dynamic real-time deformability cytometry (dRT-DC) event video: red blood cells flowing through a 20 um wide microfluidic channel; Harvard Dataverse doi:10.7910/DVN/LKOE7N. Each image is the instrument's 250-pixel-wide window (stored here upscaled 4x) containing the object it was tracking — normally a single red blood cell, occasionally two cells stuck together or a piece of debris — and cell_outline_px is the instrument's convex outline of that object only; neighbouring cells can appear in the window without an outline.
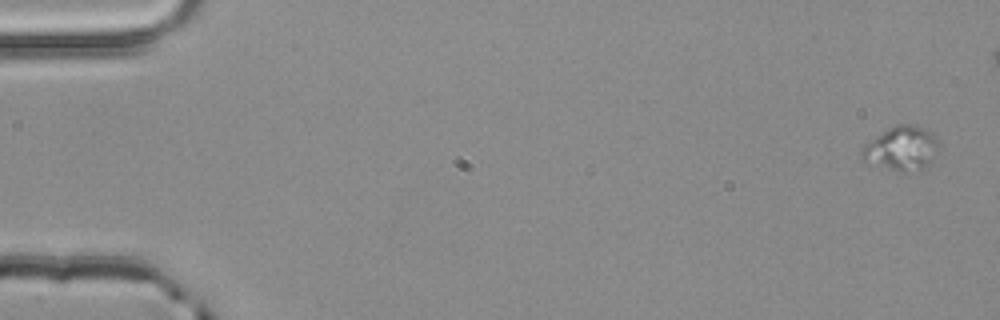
{"species": "common noctule bat (a hibernating species)", "species_latin": "Nyctalus noctula", "temperature_condition": "room temperature", "stored_images_in_passage": 5, "camera_frame_rate_fps": 3000, "um_per_image_px": 0.085, "animal": {"sex": "male", "body_mass_g": 20.4}, "frame": {"image": 1, "passage_image": 1, "time_ms": 0.0, "image_size_px": [1000, 320], "cell_outline_px": [[940, 144], [932, 160], [924, 168], [904, 172], [900, 172], [864, 160], [860, 156], [860, 152], [876, 136], [896, 124], [912, 124], [928, 128], [936, 136]], "centroid_in_image_um": [76.7, 12.58], "position_along_channel_um": 8.3, "area_um2": 19.54}}